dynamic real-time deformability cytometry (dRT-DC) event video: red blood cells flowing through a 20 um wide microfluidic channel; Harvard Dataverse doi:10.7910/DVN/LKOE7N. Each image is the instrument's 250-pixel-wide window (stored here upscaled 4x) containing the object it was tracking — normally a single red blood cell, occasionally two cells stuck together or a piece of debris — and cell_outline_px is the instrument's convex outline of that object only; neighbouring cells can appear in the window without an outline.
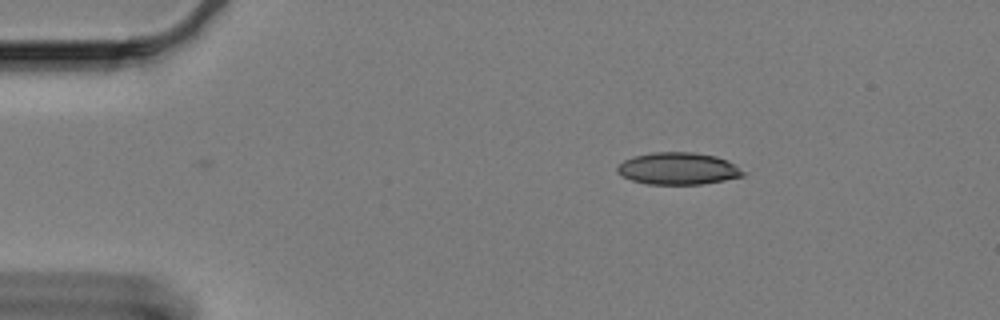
{"species": "Egyptian fruit bat (a non-hibernating species)", "species_latin": "Rousettus aegyptiacus", "temperature_condition": "cold", "stored_images_in_passage": 2, "camera_frame_rate_fps": 3000, "um_per_image_px": 0.085, "animal": {"sex": "female"}, "frame": {"image": 1, "passage_image": 1, "time_ms": 0.0, "image_size_px": [1000, 320], "cell_outline_px": [[748, 172], [744, 176], [724, 180], [700, 184], [648, 184], [632, 180], [616, 172], [616, 168], [624, 160], [632, 156], [652, 152], [696, 152], [716, 156], [728, 160], [736, 164]], "centroid_in_image_um": [57.69, 14.32], "position_along_channel_um": 27.3, "area_um2": 23.76}}